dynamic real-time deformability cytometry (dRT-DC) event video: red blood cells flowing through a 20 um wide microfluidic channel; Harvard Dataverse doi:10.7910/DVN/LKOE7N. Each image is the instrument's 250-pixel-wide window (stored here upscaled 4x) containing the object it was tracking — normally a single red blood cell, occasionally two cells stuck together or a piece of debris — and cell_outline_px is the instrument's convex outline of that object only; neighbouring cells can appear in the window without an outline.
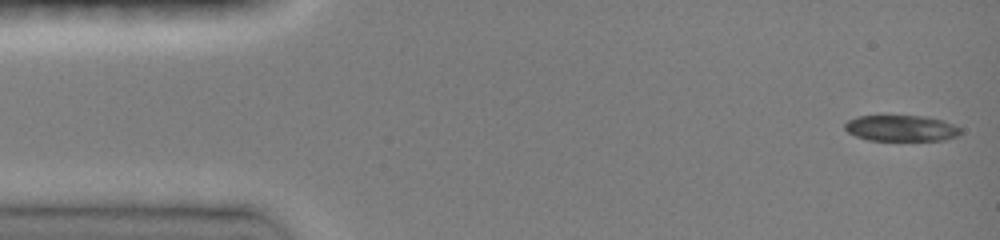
{"species": "common noctule bat (a hibernating species)", "species_latin": "Nyctalus noctula", "temperature_condition": "room temperature", "stored_images_in_passage": 11, "camera_frame_rate_fps": 3000, "um_per_image_px": 0.085, "animal": {"sex": "female", "body_mass_g": 19.0, "forearm_length_mm": 51.5}, "frame": {"image": 1, "passage_image": 1, "time_ms": 0.0, "image_size_px": [1000, 240], "cell_outline_px": [[960, 136], [944, 140], [868, 140], [856, 136], [848, 132], [844, 128], [844, 124], [848, 120], [856, 116], [928, 116], [944, 120], [960, 128]], "centroid_in_image_um": [76.61, 10.89], "position_along_channel_um": 8.4, "area_um2": 17.63}}
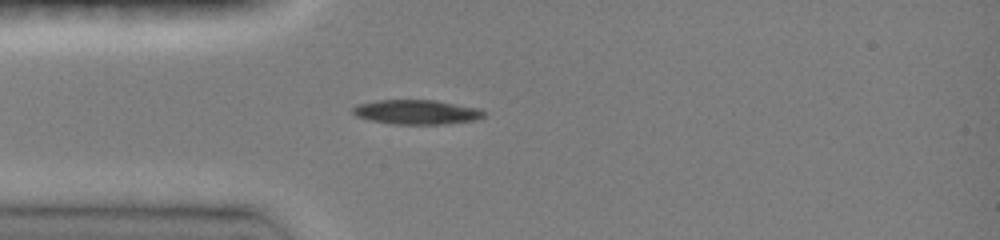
{"frame": {"image": 2, "passage_image": 7, "time_ms": 3.667, "image_size_px": [1000, 240], "cell_outline_px": [[484, 116], [480, 120], [444, 124], [392, 124], [372, 120], [356, 116], [352, 112], [352, 108], [356, 104], [376, 100], [436, 100], [480, 108], [484, 112]], "centroid_in_image_um": [35.44, 9.52], "position_along_channel_um": 49.6, "area_um2": 18.9}}
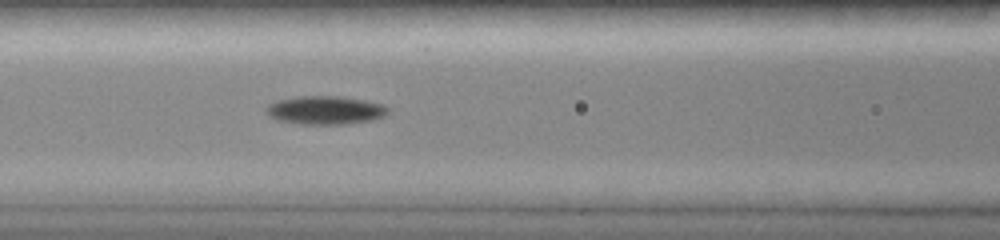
{"frame": {"image": 3, "passage_image": 11, "time_ms": 6.0, "image_size_px": [1000, 240], "cell_outline_px": [[388, 112], [384, 116], [372, 120], [344, 124], [300, 124], [276, 120], [268, 116], [264, 108], [268, 104], [276, 100], [296, 96], [336, 96], [364, 100], [384, 104], [388, 108]], "centroid_in_image_um": [27.59, 9.36], "position_along_channel_um": 139.0, "area_um2": 20.35}}